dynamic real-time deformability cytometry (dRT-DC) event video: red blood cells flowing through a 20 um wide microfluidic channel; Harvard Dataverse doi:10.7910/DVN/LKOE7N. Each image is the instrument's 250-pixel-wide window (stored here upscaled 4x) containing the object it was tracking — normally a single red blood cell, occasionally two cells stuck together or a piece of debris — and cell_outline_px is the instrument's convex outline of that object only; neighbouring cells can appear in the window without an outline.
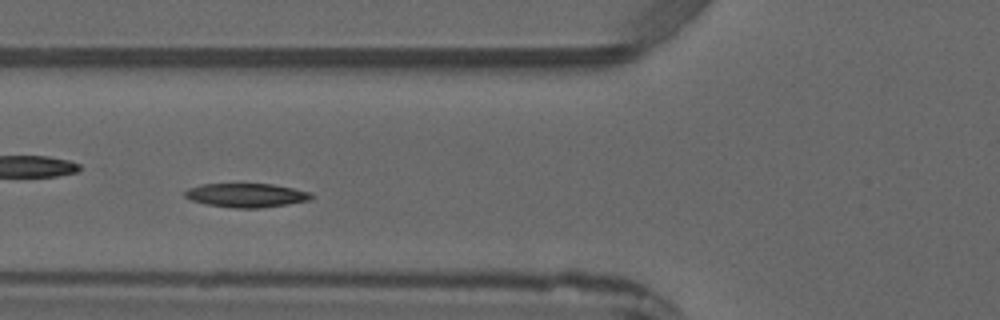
{"species": "common noctule bat (a hibernating species)", "species_latin": "Nyctalus noctula", "temperature_condition": "warm", "stored_images_in_passage": 5, "camera_frame_rate_fps": 3000, "um_per_image_px": 0.085, "animal": {"sex": "male", "forearm_length_mm": 52.5}, "frame": {"image": 1, "passage_image": 5, "time_ms": 4.667, "image_size_px": [1000, 320], "cell_outline_px": [[316, 196], [308, 200], [288, 204], [260, 208], [236, 208], [204, 204], [192, 200], [184, 196], [184, 192], [188, 188], [204, 184], [272, 184], [312, 192]], "centroid_in_image_um": [20.96, 16.6], "position_along_channel_um": 104.8, "area_um2": 17.63}}